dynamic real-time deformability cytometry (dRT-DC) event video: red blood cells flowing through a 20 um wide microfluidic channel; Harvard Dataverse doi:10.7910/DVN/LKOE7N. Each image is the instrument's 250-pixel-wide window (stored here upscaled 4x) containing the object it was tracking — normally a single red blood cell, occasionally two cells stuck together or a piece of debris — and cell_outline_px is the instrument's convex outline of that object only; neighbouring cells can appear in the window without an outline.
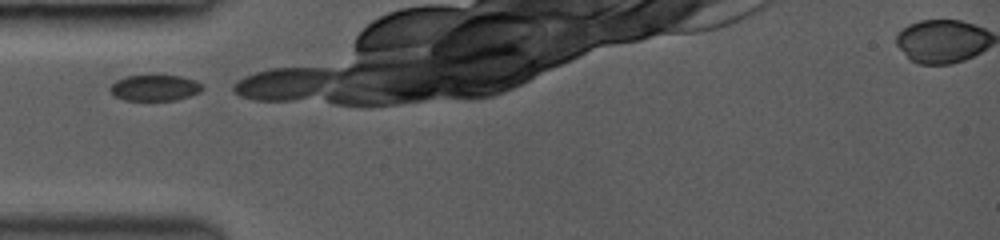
{"species": "common noctule bat (a hibernating species)", "species_latin": "Nyctalus noctula", "temperature_condition": "room temperature", "stored_images_in_passage": 6, "camera_frame_rate_fps": 3000, "um_per_image_px": 0.085, "animal": {"sex": "female", "body_mass_g": 19.0, "forearm_length_mm": 53.3}, "frame": {"image": 1, "passage_image": 1, "time_ms": 0.0, "image_size_px": [1000, 240], "cell_outline_px": [[204, 88], [200, 92], [176, 100], [124, 100], [116, 96], [108, 88], [116, 80], [128, 76], [156, 72], [180, 76], [196, 80], [204, 84]], "centroid_in_image_um": [13.2, 7.41], "position_along_channel_um": 71.8, "area_um2": 14.62}}